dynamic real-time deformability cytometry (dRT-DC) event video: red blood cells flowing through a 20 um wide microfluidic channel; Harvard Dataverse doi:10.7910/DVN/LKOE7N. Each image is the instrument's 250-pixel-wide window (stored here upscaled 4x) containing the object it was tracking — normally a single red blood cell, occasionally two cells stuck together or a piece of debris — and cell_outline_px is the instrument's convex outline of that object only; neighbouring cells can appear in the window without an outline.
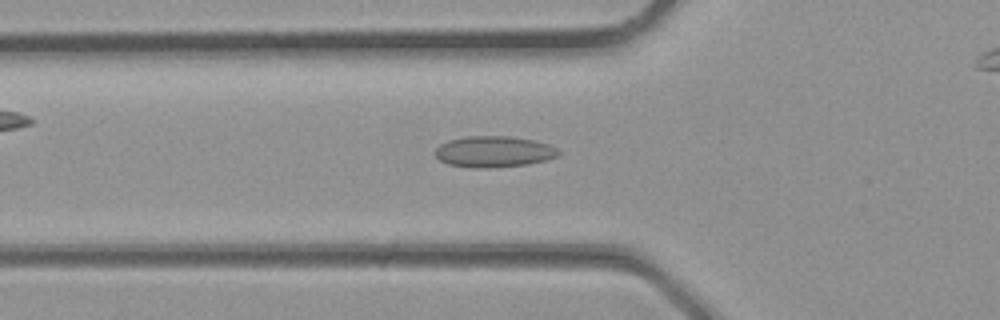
{"species": "common noctule bat (a hibernating species)", "species_latin": "Nyctalus noctula", "temperature_condition": "room temperature", "stored_images_in_passage": 22, "camera_frame_rate_fps": 3000, "um_per_image_px": 0.085, "animal": {"sex": "male", "body_mass_g": 23.1, "forearm_length_mm": 52.7}, "frame": {"image": 1, "passage_image": 4, "time_ms": 1.0, "image_size_px": [1000, 320], "cell_outline_px": [[560, 156], [548, 160], [528, 164], [488, 168], [472, 168], [448, 164], [440, 160], [436, 156], [436, 148], [440, 144], [448, 140], [468, 136], [508, 136], [532, 140], [548, 144], [556, 148], [560, 152]], "centroid_in_image_um": [41.99, 12.9], "position_along_channel_um": 83.8, "area_um2": 22.43}}
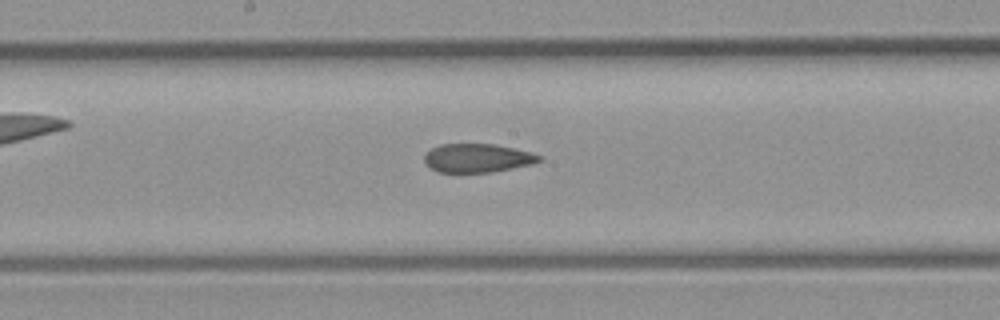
{"frame": {"image": 2, "passage_image": 10, "time_ms": 3.0, "image_size_px": [1000, 320], "cell_outline_px": [[544, 160], [532, 164], [492, 172], [436, 172], [424, 164], [424, 156], [432, 148], [440, 144], [496, 144], [532, 152], [544, 156]], "centroid_in_image_um": [40.61, 13.43], "position_along_channel_um": 207.6, "area_um2": 19.42}}
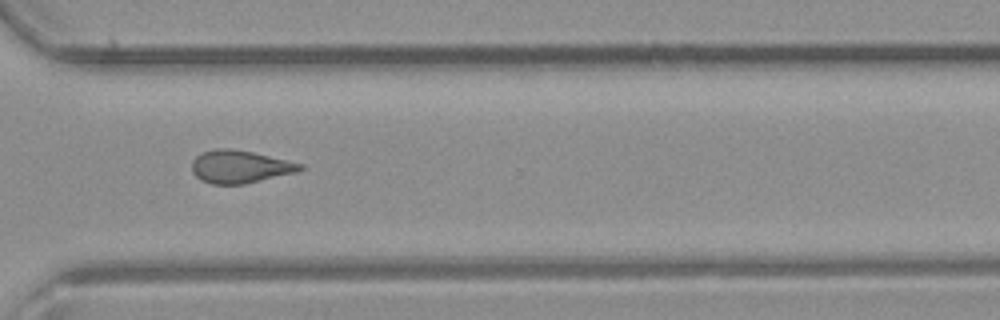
{"frame": {"image": 3, "passage_image": 17, "time_ms": 5.333, "image_size_px": [1000, 320], "cell_outline_px": [[308, 168], [300, 172], [244, 184], [212, 184], [200, 180], [192, 172], [192, 160], [200, 152], [216, 148], [232, 148], [252, 152], [304, 164]], "centroid_in_image_um": [20.43, 14.17], "position_along_channel_um": 350.2, "area_um2": 21.04}}